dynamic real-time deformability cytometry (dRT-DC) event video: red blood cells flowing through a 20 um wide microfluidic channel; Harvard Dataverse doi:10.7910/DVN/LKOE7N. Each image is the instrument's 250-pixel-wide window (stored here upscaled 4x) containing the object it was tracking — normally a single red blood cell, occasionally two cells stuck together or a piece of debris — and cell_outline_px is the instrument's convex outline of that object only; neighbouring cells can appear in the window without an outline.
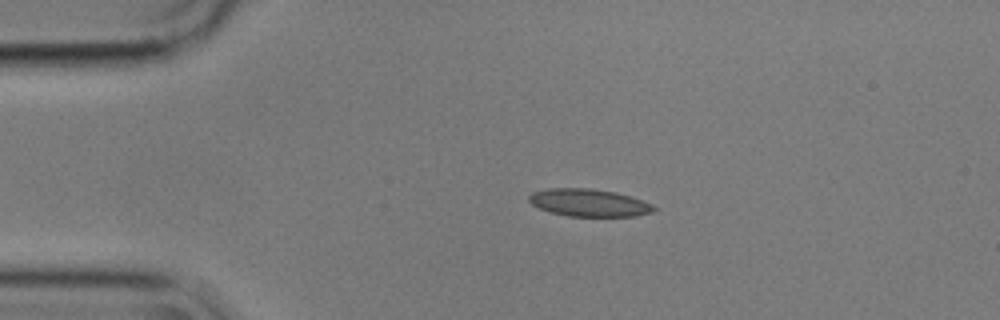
{"species": "common noctule bat (a hibernating species)", "species_latin": "Nyctalus noctula", "temperature_condition": "cold", "stored_images_in_passage": 2, "camera_frame_rate_fps": 3000, "um_per_image_px": 0.085, "animal": {"sex": "male", "body_mass_g": 17.9}, "frame": {"image": 1, "passage_image": 1, "time_ms": 0.0, "image_size_px": [1000, 320], "cell_outline_px": [[656, 208], [652, 212], [632, 216], [568, 216], [552, 212], [540, 208], [532, 204], [528, 200], [528, 196], [532, 192], [548, 188], [588, 188], [616, 192], [652, 204]], "centroid_in_image_um": [50.02, 17.22], "position_along_channel_um": 35.0, "area_um2": 19.77}}